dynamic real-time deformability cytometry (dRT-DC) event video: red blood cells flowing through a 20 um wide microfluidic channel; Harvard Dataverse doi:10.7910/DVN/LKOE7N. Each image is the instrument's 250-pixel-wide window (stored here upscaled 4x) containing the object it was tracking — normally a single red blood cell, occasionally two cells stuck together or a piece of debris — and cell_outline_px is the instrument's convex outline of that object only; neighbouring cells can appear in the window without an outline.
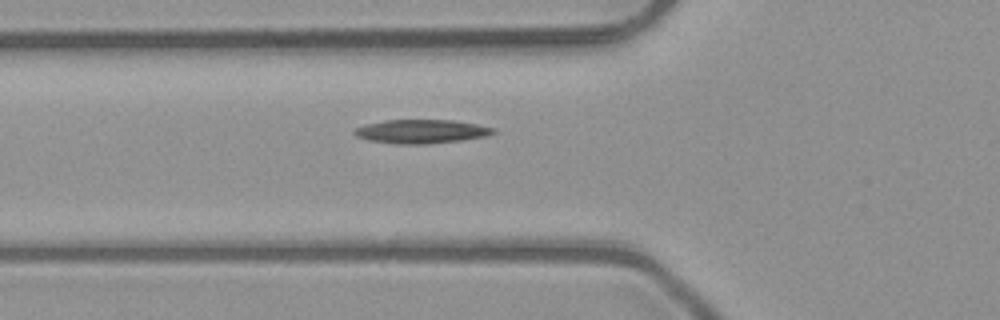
{"species": "common noctule bat (a hibernating species)", "species_latin": "Nyctalus noctula", "temperature_condition": "room temperature", "stored_images_in_passage": 5, "camera_frame_rate_fps": 3000, "um_per_image_px": 0.085, "animal": {"sex": "male", "body_mass_g": 23.1, "forearm_length_mm": 52.7}, "frame": {"image": 1, "passage_image": 5, "time_ms": 1.333, "image_size_px": [1000, 320], "cell_outline_px": [[496, 132], [488, 136], [460, 140], [428, 144], [400, 144], [368, 140], [356, 136], [352, 132], [356, 128], [368, 124], [384, 120], [452, 120], [476, 124], [496, 128]], "centroid_in_image_um": [35.84, 11.17], "position_along_channel_um": 90.0, "area_um2": 19.19}}